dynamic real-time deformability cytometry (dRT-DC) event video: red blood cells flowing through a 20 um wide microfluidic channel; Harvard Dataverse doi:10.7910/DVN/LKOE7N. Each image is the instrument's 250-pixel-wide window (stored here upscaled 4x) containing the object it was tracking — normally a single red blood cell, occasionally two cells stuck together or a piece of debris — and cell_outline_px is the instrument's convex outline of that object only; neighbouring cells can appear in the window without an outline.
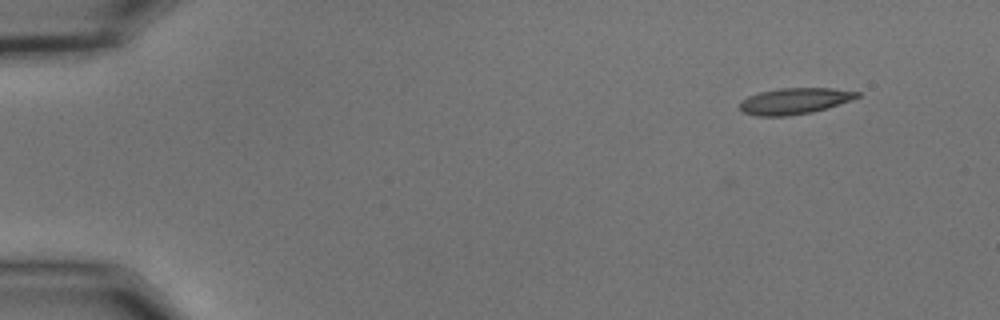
{"species": "common noctule bat (a hibernating species)", "species_latin": "Nyctalus noctula", "temperature_condition": "cold", "stored_images_in_passage": 7, "camera_frame_rate_fps": 3000, "um_per_image_px": 0.085, "animal": {"sex": "male", "body_mass_g": 15.6}, "frame": {"image": 1, "passage_image": 1, "time_ms": 0.0, "image_size_px": [1000, 320], "cell_outline_px": [[860, 96], [852, 100], [812, 112], [784, 116], [756, 116], [744, 112], [740, 108], [740, 100], [748, 96], [760, 92], [780, 88], [832, 88], [860, 92]], "centroid_in_image_um": [67.53, 8.58], "position_along_channel_um": 17.5, "area_um2": 17.8}}